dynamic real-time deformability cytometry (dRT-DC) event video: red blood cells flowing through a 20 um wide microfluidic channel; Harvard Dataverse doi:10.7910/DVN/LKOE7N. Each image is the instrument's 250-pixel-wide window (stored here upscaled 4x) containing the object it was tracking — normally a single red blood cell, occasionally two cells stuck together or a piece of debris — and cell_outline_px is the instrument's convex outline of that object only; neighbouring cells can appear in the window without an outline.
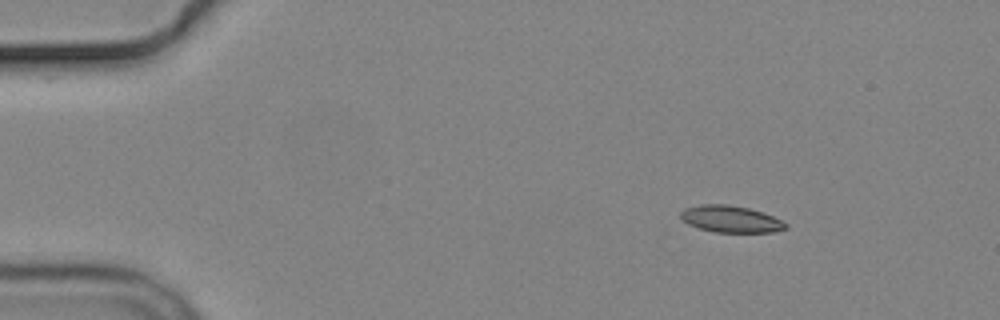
{"species": "common noctule bat (a hibernating species)", "species_latin": "Nyctalus noctula", "temperature_condition": "cold", "stored_images_in_passage": 4, "segment_of_instrument_passage": [1, 2], "camera_frame_rate_fps": 3000, "um_per_image_px": 0.085, "animal": {"sex": "male", "body_mass_g": 19.2, "forearm_length_mm": 51.8}, "frame": {"image": 1, "passage_image": 1, "time_ms": 0.0, "image_size_px": [1000, 320], "cell_outline_px": [[788, 228], [772, 232], [716, 232], [700, 228], [688, 224], [680, 220], [680, 212], [684, 208], [700, 204], [728, 204], [748, 208], [764, 212], [788, 224]], "centroid_in_image_um": [62.08, 18.61], "position_along_channel_um": 22.9, "area_um2": 16.47}}
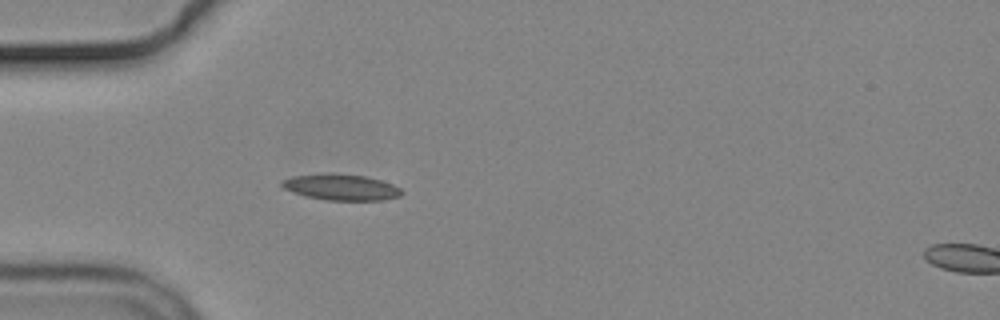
{"frame": {"image": 2, "passage_image": 3, "time_ms": 3.0, "image_size_px": [1000, 320], "cell_outline_px": [[404, 192], [400, 196], [384, 200], [328, 200], [304, 196], [292, 192], [284, 188], [280, 184], [280, 180], [292, 176], [328, 172], [332, 172], [364, 176], [380, 180], [392, 184], [400, 188]], "centroid_in_image_um": [28.96, 15.9], "position_along_channel_um": 56.0, "area_um2": 18.44}}